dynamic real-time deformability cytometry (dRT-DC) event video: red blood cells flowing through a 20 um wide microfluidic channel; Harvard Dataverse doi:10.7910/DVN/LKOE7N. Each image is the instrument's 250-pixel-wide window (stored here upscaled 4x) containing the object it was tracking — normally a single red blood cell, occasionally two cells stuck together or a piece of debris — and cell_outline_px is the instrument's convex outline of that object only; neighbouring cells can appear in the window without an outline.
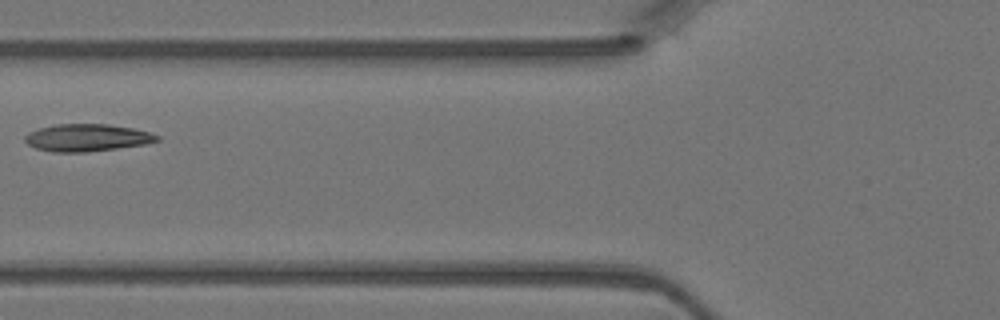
{"species": "Egyptian fruit bat (a non-hibernating species)", "species_latin": "Rousettus aegyptiacus", "temperature_condition": "warm", "stored_images_in_passage": 2, "camera_frame_rate_fps": 3000, "um_per_image_px": 0.085, "animal": {"sex": "female"}, "frame": {"image": 1, "passage_image": 2, "time_ms": 0.333, "image_size_px": [1000, 320], "cell_outline_px": [[160, 140], [144, 144], [116, 148], [84, 152], [52, 152], [36, 148], [28, 144], [24, 140], [24, 136], [28, 132], [40, 128], [56, 124], [108, 124], [132, 128], [148, 132], [160, 136]], "centroid_in_image_um": [7.37, 11.7], "position_along_channel_um": 118.4, "area_um2": 20.87}}